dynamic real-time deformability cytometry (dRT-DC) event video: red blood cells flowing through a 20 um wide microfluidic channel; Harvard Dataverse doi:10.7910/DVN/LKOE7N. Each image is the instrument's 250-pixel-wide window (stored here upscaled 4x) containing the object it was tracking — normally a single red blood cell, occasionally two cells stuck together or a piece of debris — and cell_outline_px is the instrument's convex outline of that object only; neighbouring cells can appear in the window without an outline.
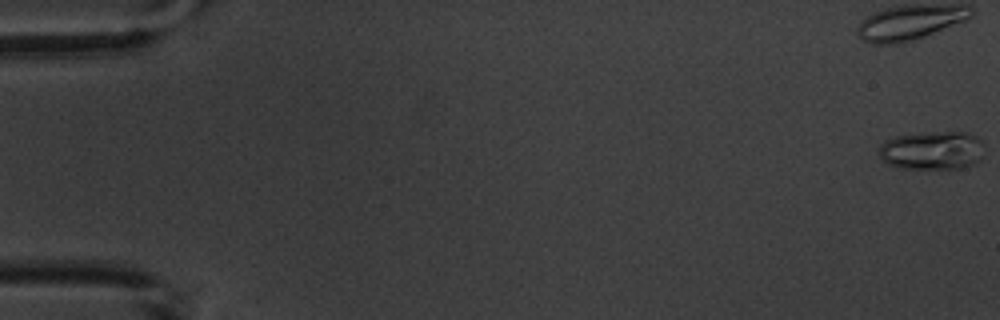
{"species": "common noctule bat (a hibernating species)", "species_latin": "Nyctalus noctula", "temperature_condition": "warm", "stored_images_in_passage": 6, "camera_frame_rate_fps": 3000, "um_per_image_px": 0.085, "animal": {"sex": "male", "body_mass_g": 20.1, "forearm_length_mm": 53.5}, "frame": {"image": 1, "passage_image": 1, "time_ms": 0.0, "image_size_px": [1000, 320], "cell_outline_px": [[984, 144], [980, 160], [976, 164], [960, 168], [900, 168], [888, 164], [880, 156], [880, 144], [884, 140], [896, 136], [936, 132], [968, 132], [976, 136]], "centroid_in_image_um": [79.26, 12.78], "position_along_channel_um": 5.7, "area_um2": 23.58}}